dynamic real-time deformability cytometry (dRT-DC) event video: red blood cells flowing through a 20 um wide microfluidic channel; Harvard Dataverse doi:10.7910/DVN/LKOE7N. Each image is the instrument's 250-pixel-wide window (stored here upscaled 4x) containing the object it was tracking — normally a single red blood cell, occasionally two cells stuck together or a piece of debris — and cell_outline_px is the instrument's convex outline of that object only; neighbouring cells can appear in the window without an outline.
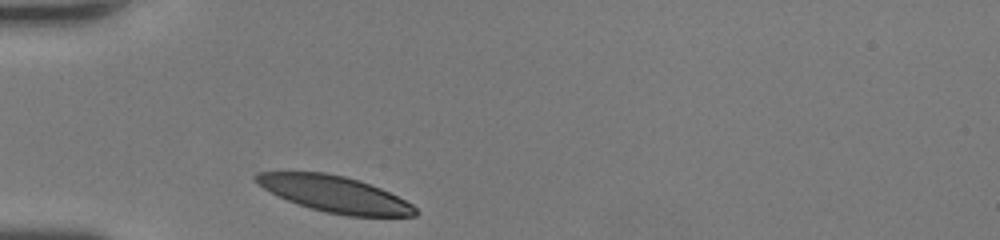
{"species": "human", "species_latin": "Homo sapiens", "temperature_condition": "room temperature", "stored_images_in_passage": 26, "camera_frame_rate_fps": 3000, "um_per_image_px": 0.085, "donor": {"sex": "female"}, "frame": {"image": 1, "passage_image": 1, "time_ms": 0.0, "image_size_px": [1000, 240], "cell_outline_px": [[420, 212], [416, 216], [348, 216], [328, 212], [312, 208], [288, 200], [264, 188], [252, 176], [256, 172], [324, 172], [344, 176], [360, 180], [380, 188], [412, 204]], "centroid_in_image_um": [28.49, 16.49], "position_along_channel_um": 56.5, "area_um2": 33.12}}
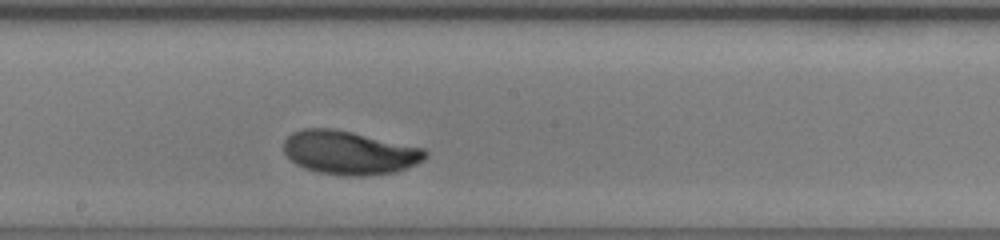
{"frame": {"image": 2, "passage_image": 14, "time_ms": 4.333, "image_size_px": [1000, 240], "cell_outline_px": [[428, 156], [424, 160], [408, 168], [396, 172], [364, 176], [344, 176], [320, 172], [304, 168], [296, 164], [284, 152], [284, 140], [292, 132], [304, 128], [336, 128], [424, 148], [428, 152]], "centroid_in_image_um": [29.72, 12.97], "position_along_channel_um": 218.5, "area_um2": 36.24}}
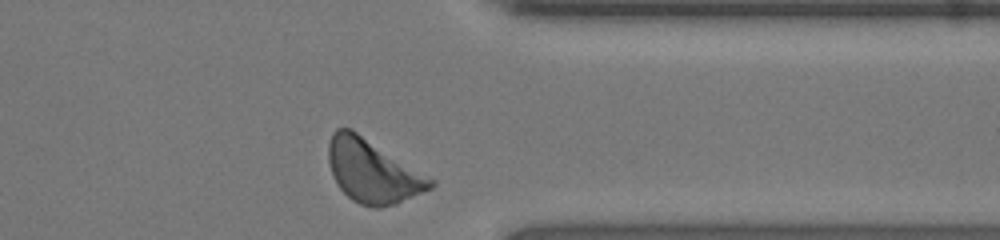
{"frame": {"image": 3, "passage_image": 26, "time_ms": 8.333, "image_size_px": [1000, 240], "cell_outline_px": [[436, 184], [432, 188], [396, 204], [380, 208], [372, 208], [360, 204], [352, 200], [340, 188], [332, 176], [328, 160], [328, 144], [332, 132], [336, 128], [352, 128], [436, 180]], "centroid_in_image_um": [31.68, 14.54], "position_along_channel_um": 379.7, "area_um2": 37.92}, "authors_computed_cell_mechanics": {"area_um2": 34.7956, "velocity_mm_per_s": 4.0914, "shape_relaxation_time_tau1_ms": 2.4865, "shape_relaxation_time_tau2_ms": 10.3084, "deformation_change_tau1": 0.1658, "deformation_change_tau2": 0.1849}}